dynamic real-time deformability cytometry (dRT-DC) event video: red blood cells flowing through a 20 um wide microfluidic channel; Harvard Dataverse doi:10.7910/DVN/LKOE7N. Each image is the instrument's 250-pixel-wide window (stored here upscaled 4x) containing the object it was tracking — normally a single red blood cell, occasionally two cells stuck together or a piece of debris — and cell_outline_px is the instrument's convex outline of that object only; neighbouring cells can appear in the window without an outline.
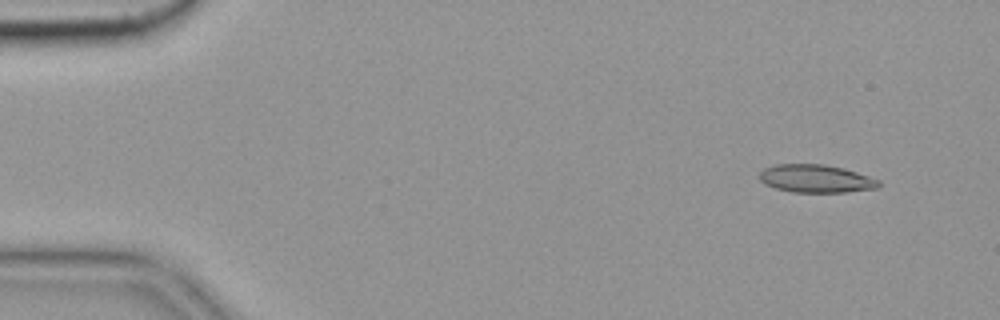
{"species": "common noctule bat (a hibernating species)", "species_latin": "Nyctalus noctula", "temperature_condition": "cold", "stored_images_in_passage": 57, "camera_frame_rate_fps": 3000, "um_per_image_px": 0.085, "animal": {"sex": "female", "body_mass_g": 19.9}, "frame": {"image": 1, "passage_image": 5, "time_ms": 1.333, "image_size_px": [1000, 320], "cell_outline_px": [[880, 184], [876, 188], [848, 192], [792, 192], [776, 188], [764, 184], [760, 180], [760, 172], [764, 168], [776, 164], [824, 164], [844, 168], [880, 180]], "centroid_in_image_um": [69.34, 15.18], "position_along_channel_um": 15.7, "area_um2": 19.42}}
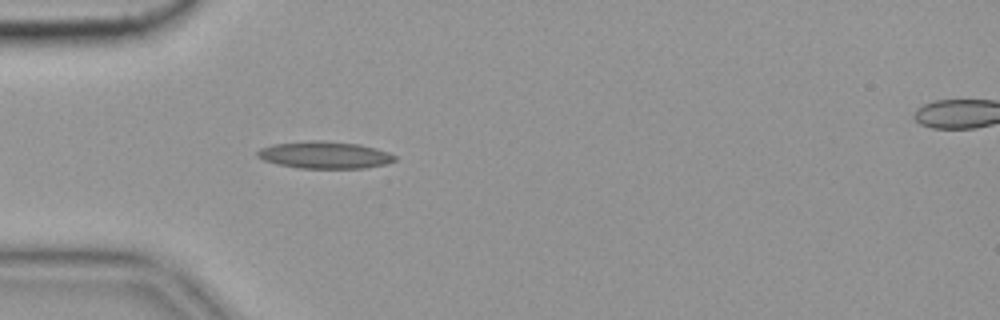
{"frame": {"image": 2, "passage_image": 17, "time_ms": 5.333, "image_size_px": [1000, 320], "cell_outline_px": [[396, 160], [384, 164], [364, 168], [300, 168], [280, 164], [264, 160], [256, 156], [256, 152], [260, 148], [272, 144], [312, 140], [316, 140], [360, 144], [376, 148], [388, 152], [396, 156]], "centroid_in_image_um": [27.59, 13.16], "position_along_channel_um": 57.4, "area_um2": 21.56}}
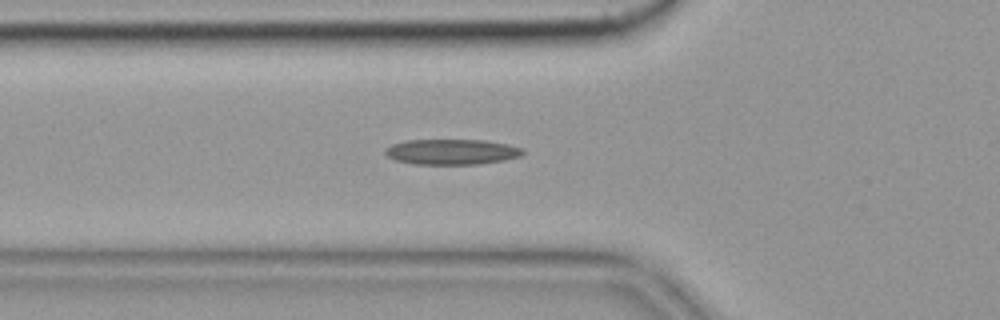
{"frame": {"image": 3, "passage_image": 20, "time_ms": 6.333, "image_size_px": [1000, 320], "cell_outline_px": [[524, 152], [520, 156], [504, 160], [480, 164], [412, 164], [396, 160], [388, 156], [384, 152], [384, 148], [392, 144], [404, 140], [484, 140], [508, 144], [524, 148]], "centroid_in_image_um": [38.39, 12.9], "position_along_channel_um": 87.4, "area_um2": 20.52}, "authors_computed_cell_mechanics": {"area_um2": 19.363, "velocity_mm_per_s": 3.5635, "shape_relaxation_time_tau1_ms": null, "shape_relaxation_time_tau2_ms": 6.4897, "deformation_change_tau1": null, "deformation_change_tau2": 0.2016}}